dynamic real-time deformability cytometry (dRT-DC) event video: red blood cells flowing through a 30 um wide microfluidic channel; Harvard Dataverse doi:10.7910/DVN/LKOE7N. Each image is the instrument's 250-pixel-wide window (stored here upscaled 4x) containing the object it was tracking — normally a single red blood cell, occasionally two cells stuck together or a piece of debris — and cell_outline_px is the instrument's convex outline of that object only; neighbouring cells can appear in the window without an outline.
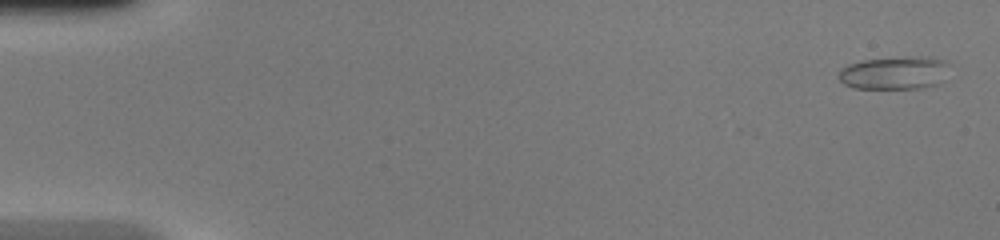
{"species": "common noctule bat (a hibernating species)", "species_latin": "Nyctalus noctula", "temperature_condition": "warm", "stored_images_in_passage": 15, "camera_frame_rate_fps": 3000, "um_per_image_px": 0.085, "animal": {"sex": "female", "body_mass_g": 20.0, "forearm_length_mm": 54.0}, "frame": {"image": 1, "passage_image": 2, "time_ms": 0.333, "image_size_px": [1000, 240], "cell_outline_px": [[948, 64], [940, 84], [924, 88], [852, 88], [844, 84], [836, 76], [840, 68], [848, 64], [864, 60], [908, 56], [928, 56], [944, 60]], "centroid_in_image_um": [75.99, 6.19], "position_along_channel_um": 9.0, "area_um2": 21.5}}